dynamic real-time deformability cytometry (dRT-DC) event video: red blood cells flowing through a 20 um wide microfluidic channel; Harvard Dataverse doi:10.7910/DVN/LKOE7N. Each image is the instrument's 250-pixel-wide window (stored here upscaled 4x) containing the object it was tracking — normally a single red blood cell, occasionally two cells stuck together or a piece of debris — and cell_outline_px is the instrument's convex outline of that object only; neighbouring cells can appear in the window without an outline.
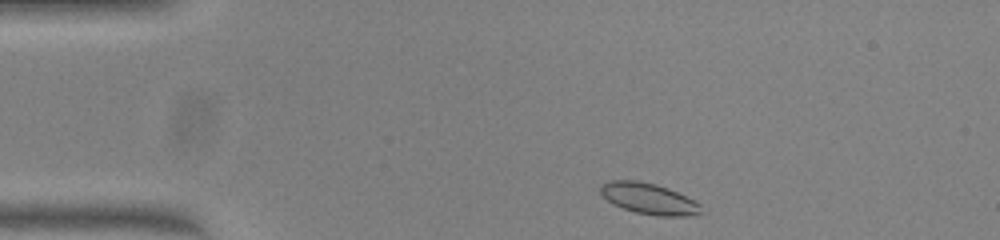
{"species": "common noctule bat (a hibernating species)", "species_latin": "Nyctalus noctula", "temperature_condition": "warm", "stored_images_in_passage": 43, "camera_frame_rate_fps": 3000, "um_per_image_px": 0.085, "animal": {"sex": "female", "body_mass_g": 23.0, "forearm_length_mm": 53.4}, "frame": {"image": 1, "passage_image": 1, "time_ms": 0.0, "image_size_px": [1000, 240], "cell_outline_px": [[700, 212], [696, 216], [660, 216], [636, 212], [612, 204], [600, 192], [600, 184], [608, 180], [636, 180], [656, 184], [668, 188], [700, 204]], "centroid_in_image_um": [55.11, 16.88], "position_along_channel_um": 29.9, "area_um2": 18.03}}
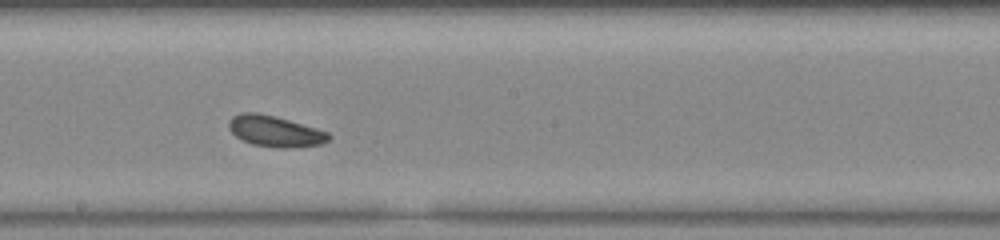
{"frame": {"image": 2, "passage_image": 20, "time_ms": 6.333, "image_size_px": [1000, 240], "cell_outline_px": [[332, 136], [328, 140], [320, 144], [288, 148], [280, 148], [252, 144], [236, 136], [228, 128], [228, 120], [232, 116], [244, 112], [256, 112], [288, 120], [316, 128], [328, 132]], "centroid_in_image_um": [23.36, 11.15], "position_along_channel_um": 224.8, "area_um2": 17.8}}
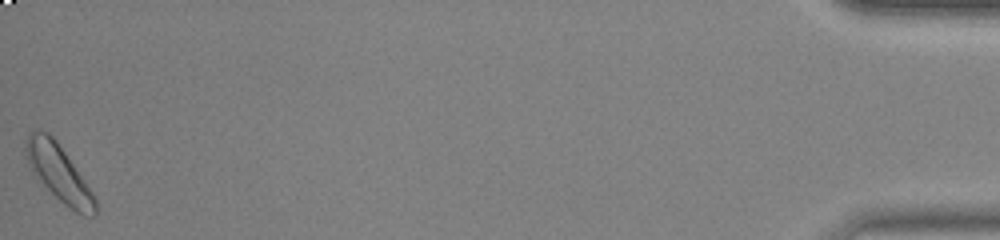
{"frame": {"image": 3, "passage_image": 43, "time_ms": 14.0, "image_size_px": [1000, 240], "cell_outline_px": [[96, 216], [84, 216], [76, 212], [64, 204], [32, 172], [28, 164], [24, 152], [24, 140], [28, 132], [48, 132], [56, 140], [84, 180], [92, 192], [96, 200]], "centroid_in_image_um": [4.97, 14.69], "position_along_channel_um": 430.2, "area_um2": 22.37}}